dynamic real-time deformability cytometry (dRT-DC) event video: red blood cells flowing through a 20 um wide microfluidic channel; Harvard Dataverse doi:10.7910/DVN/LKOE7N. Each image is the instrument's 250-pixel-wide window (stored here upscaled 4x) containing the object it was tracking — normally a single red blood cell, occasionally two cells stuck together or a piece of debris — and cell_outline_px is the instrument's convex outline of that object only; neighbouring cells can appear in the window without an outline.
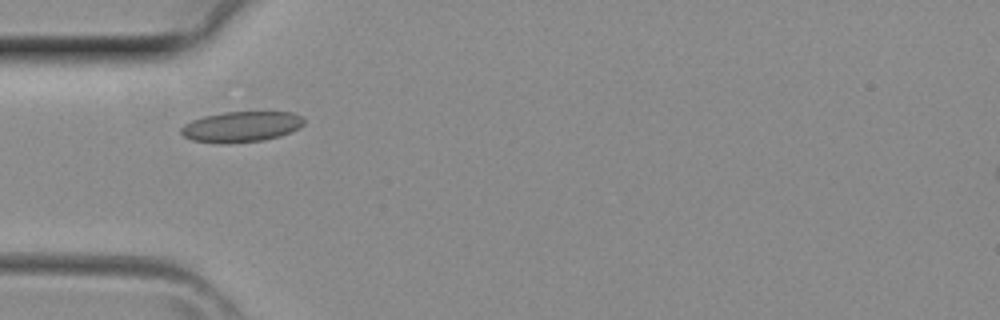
{"species": "common noctule bat (a hibernating species)", "species_latin": "Nyctalus noctula", "temperature_condition": "room temperature", "stored_images_in_passage": 3, "camera_frame_rate_fps": 3000, "um_per_image_px": 0.085, "animal": {"sex": "female", "body_mass_g": 29.2, "forearm_length_mm": 56.3}, "frame": {"image": 1, "passage_image": 3, "time_ms": 0.667, "image_size_px": [1000, 320], "cell_outline_px": [[304, 124], [300, 128], [280, 136], [264, 140], [192, 140], [184, 136], [180, 132], [180, 128], [184, 124], [192, 120], [204, 116], [224, 112], [292, 112], [300, 116], [304, 120]], "centroid_in_image_um": [20.56, 10.71], "position_along_channel_um": 64.4, "area_um2": 20.92}}